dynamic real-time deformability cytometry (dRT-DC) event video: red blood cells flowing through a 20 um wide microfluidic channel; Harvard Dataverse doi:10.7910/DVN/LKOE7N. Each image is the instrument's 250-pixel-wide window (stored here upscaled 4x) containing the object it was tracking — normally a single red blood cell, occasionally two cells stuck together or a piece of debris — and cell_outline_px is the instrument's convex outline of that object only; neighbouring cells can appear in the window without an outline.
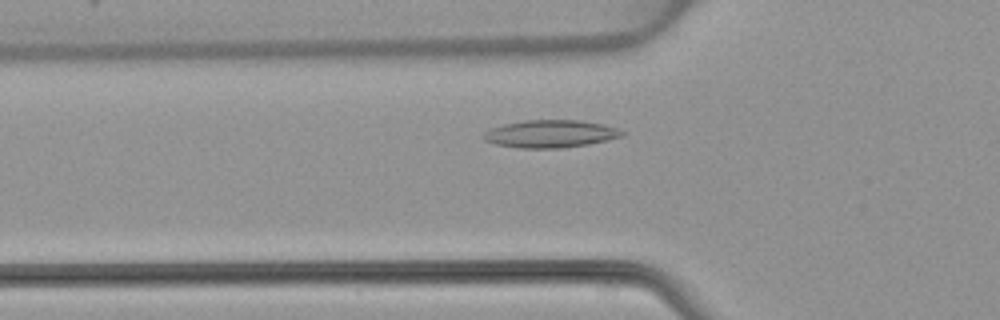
{"species": "common noctule bat (a hibernating species)", "species_latin": "Nyctalus noctula", "temperature_condition": "warm", "stored_images_in_passage": 9, "camera_frame_rate_fps": 3000, "um_per_image_px": 0.085, "animal": {"sex": "female", "body_mass_g": 22.7, "forearm_length_mm": 54.2}, "frame": {"image": 1, "passage_image": 9, "time_ms": 9.667, "image_size_px": [1000, 320], "cell_outline_px": [[624, 136], [608, 140], [588, 144], [564, 148], [520, 148], [496, 144], [484, 140], [484, 132], [492, 128], [504, 124], [524, 120], [580, 120], [604, 124], [616, 128], [624, 132]], "centroid_in_image_um": [46.82, 11.37], "position_along_channel_um": 79.0, "area_um2": 22.25}}